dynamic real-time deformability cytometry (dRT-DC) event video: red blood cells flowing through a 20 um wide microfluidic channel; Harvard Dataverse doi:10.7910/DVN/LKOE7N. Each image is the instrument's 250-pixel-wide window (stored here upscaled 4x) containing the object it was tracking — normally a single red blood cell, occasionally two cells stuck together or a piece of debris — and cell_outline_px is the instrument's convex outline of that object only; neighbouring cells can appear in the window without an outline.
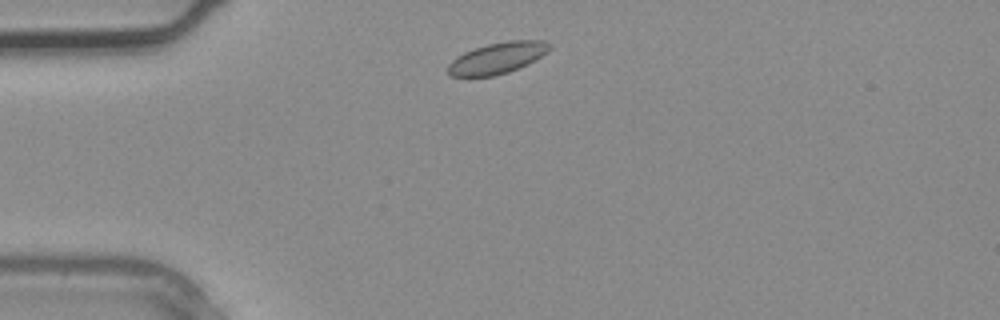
{"species": "common noctule bat (a hibernating species)", "species_latin": "Nyctalus noctula", "temperature_condition": "warm", "stored_images_in_passage": 1, "camera_frame_rate_fps": 3000, "um_per_image_px": 0.085, "animal": {"sex": "male", "body_mass_g": 20.4}, "frame": {"image": 1, "passage_image": 1, "time_ms": 0.0, "image_size_px": [1000, 320], "cell_outline_px": [[552, 48], [548, 52], [536, 60], [520, 68], [496, 76], [452, 76], [448, 72], [448, 64], [452, 60], [464, 52], [488, 44], [508, 40], [544, 40], [552, 44]], "centroid_in_image_um": [42.35, 4.92], "position_along_channel_um": 42.7, "area_um2": 18.61}}